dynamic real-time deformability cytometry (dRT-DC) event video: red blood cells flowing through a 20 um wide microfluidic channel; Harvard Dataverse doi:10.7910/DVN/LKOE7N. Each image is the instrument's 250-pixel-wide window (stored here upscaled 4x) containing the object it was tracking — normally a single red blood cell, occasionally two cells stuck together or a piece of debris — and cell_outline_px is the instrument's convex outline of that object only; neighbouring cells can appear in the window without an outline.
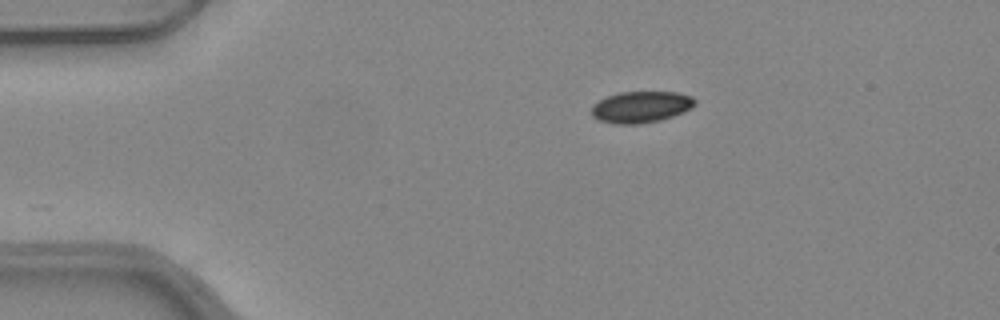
{"species": "common noctule bat (a hibernating species)", "species_latin": "Nyctalus noctula", "temperature_condition": "warm", "stored_images_in_passage": 29, "camera_frame_rate_fps": 3000, "um_per_image_px": 0.085, "animal": {"sex": "female", "body_mass_g": 24.6, "forearm_length_mm": 56.2}, "frame": {"image": 1, "passage_image": 1, "time_ms": 0.0, "image_size_px": [1000, 320], "cell_outline_px": [[696, 104], [684, 112], [660, 120], [640, 124], [616, 124], [600, 120], [592, 116], [592, 104], [608, 96], [620, 92], [676, 92], [692, 96], [696, 100]], "centroid_in_image_um": [54.5, 9.09], "position_along_channel_um": 30.5, "area_um2": 18.9}}
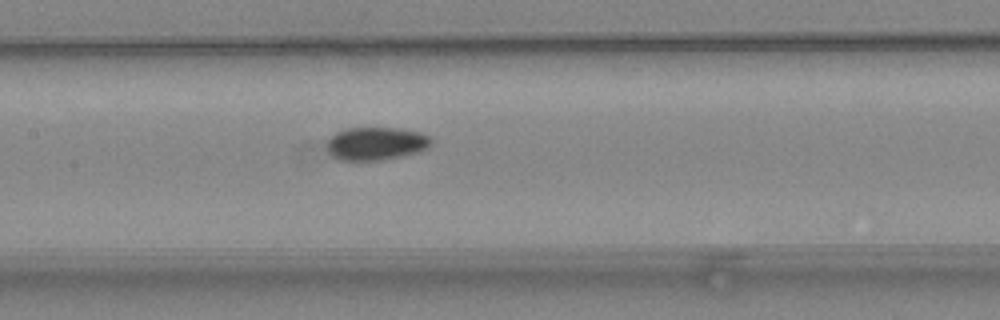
{"frame": {"image": 2, "passage_image": 16, "time_ms": 5.0, "image_size_px": [1000, 320], "cell_outline_px": [[432, 144], [420, 152], [380, 160], [336, 160], [328, 152], [328, 140], [336, 132], [348, 128], [396, 128], [420, 132], [428, 136], [432, 140]], "centroid_in_image_um": [31.96, 12.21], "position_along_channel_um": 175.4, "area_um2": 20.0}}
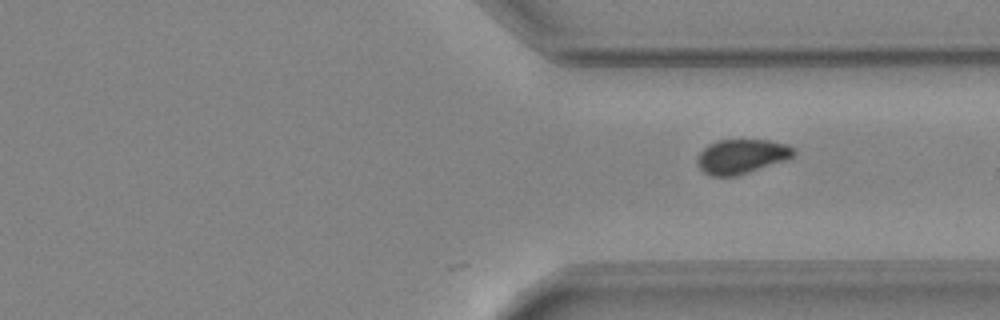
{"frame": {"image": 3, "passage_image": 29, "time_ms": 9.333, "image_size_px": [1000, 320], "cell_outline_px": [[796, 156], [736, 176], [712, 176], [704, 172], [700, 168], [696, 160], [700, 152], [708, 144], [720, 140], [768, 140], [788, 144], [796, 148]], "centroid_in_image_um": [63.06, 13.28], "position_along_channel_um": 348.3, "area_um2": 19.31}}